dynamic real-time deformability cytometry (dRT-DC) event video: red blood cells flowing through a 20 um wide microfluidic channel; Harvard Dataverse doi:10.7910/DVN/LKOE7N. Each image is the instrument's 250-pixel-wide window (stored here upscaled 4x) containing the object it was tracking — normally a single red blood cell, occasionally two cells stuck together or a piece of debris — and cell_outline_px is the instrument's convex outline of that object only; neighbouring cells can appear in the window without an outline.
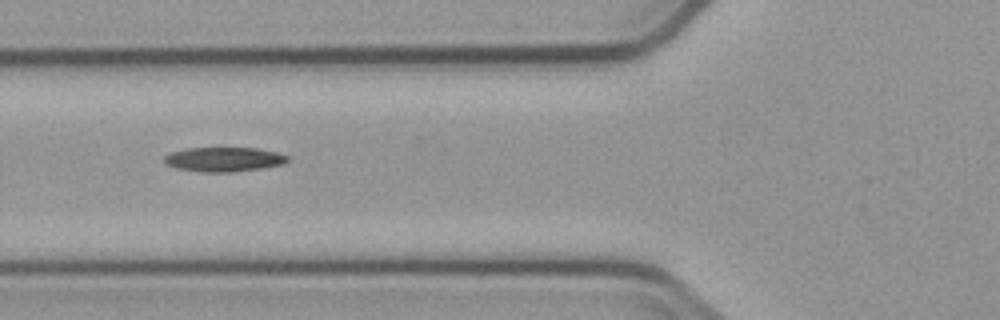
{"species": "common noctule bat (a hibernating species)", "species_latin": "Nyctalus noctula", "temperature_condition": "cold", "stored_images_in_passage": 10, "camera_frame_rate_fps": 3000, "um_per_image_px": 0.085, "animal": {"sex": "male", "body_mass_g": 23.1, "forearm_length_mm": 52.7}, "frame": {"image": 1, "passage_image": 5, "time_ms": 5.667, "image_size_px": [1000, 320], "cell_outline_px": [[288, 160], [284, 164], [264, 168], [232, 172], [200, 172], [176, 168], [168, 164], [164, 160], [164, 156], [172, 152], [188, 148], [256, 148], [276, 152], [288, 156]], "centroid_in_image_um": [19.05, 13.55], "position_along_channel_um": 106.7, "area_um2": 17.51}}
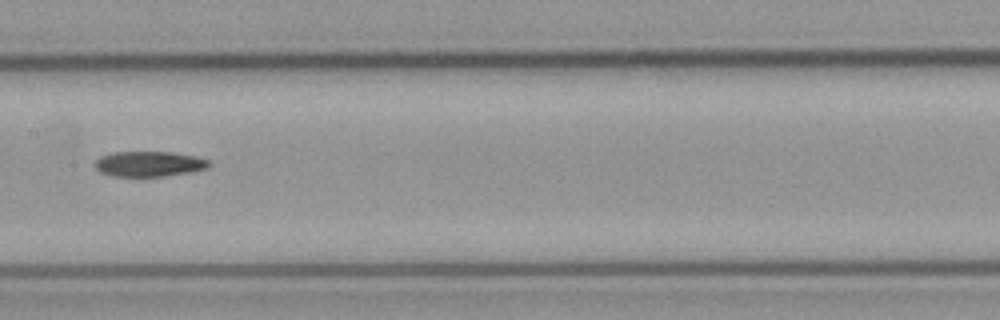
{"frame": {"image": 2, "passage_image": 7, "time_ms": 8.0, "image_size_px": [1000, 320], "cell_outline_px": [[212, 164], [208, 168], [192, 172], [164, 176], [112, 176], [100, 172], [96, 168], [96, 160], [100, 156], [112, 152], [172, 152], [196, 156], [208, 160]], "centroid_in_image_um": [12.7, 13.93], "position_along_channel_um": 194.7, "area_um2": 16.88}}
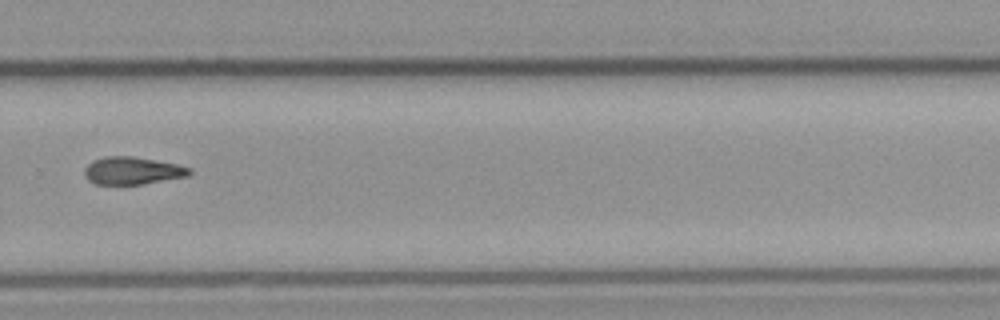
{"frame": {"image": 3, "passage_image": 10, "time_ms": 11.333, "image_size_px": [1000, 320], "cell_outline_px": [[192, 172], [188, 176], [144, 184], [96, 184], [88, 180], [84, 176], [84, 168], [88, 164], [104, 156], [132, 156], [176, 164], [192, 168]], "centroid_in_image_um": [11.26, 14.51], "position_along_channel_um": 318.5, "area_um2": 16.82}}